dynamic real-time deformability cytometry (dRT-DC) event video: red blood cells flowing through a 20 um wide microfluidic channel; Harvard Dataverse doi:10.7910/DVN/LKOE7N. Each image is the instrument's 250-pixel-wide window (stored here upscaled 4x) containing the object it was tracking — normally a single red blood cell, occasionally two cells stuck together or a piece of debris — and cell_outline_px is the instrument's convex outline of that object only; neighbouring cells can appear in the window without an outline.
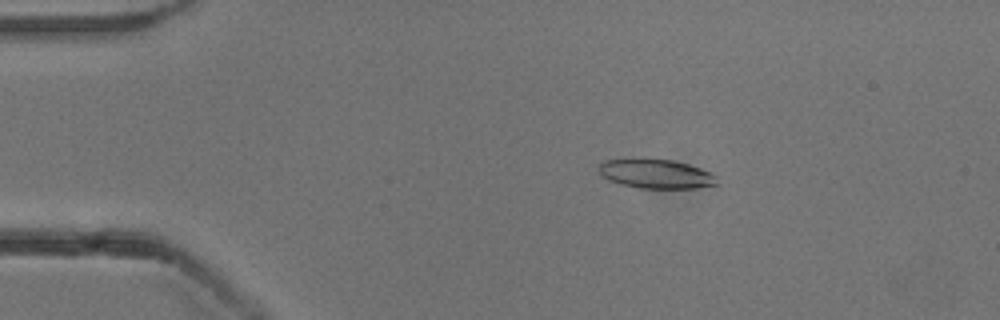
{"species": "common noctule bat (a hibernating species)", "species_latin": "Nyctalus noctula", "temperature_condition": "cold", "stored_images_in_passage": 54, "camera_frame_rate_fps": 3000, "um_per_image_px": 0.085, "animal": {"sex": "male", "body_mass_g": 13.3}, "frame": {"image": 1, "passage_image": 10, "time_ms": 3.0, "image_size_px": [1000, 320], "cell_outline_px": [[720, 184], [696, 188], [640, 188], [620, 184], [608, 180], [600, 176], [596, 168], [604, 160], [632, 156], [644, 156], [672, 160], [688, 164], [712, 172], [716, 176]], "centroid_in_image_um": [55.69, 14.73], "position_along_channel_um": 29.3, "area_um2": 21.21}}
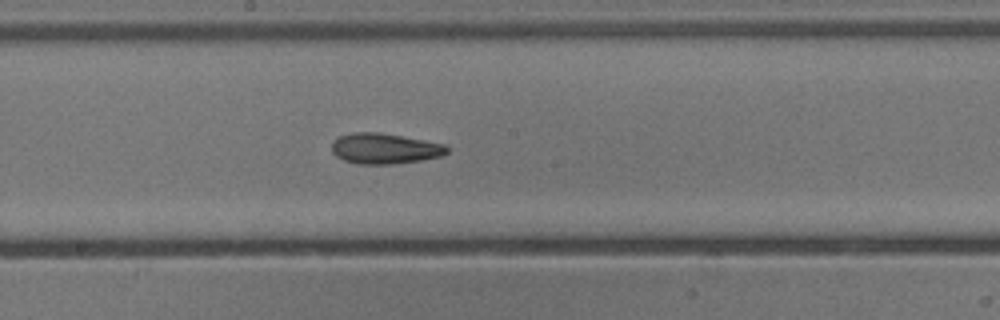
{"frame": {"image": 2, "passage_image": 29, "time_ms": 9.333, "image_size_px": [1000, 320], "cell_outline_px": [[448, 152], [440, 156], [420, 160], [392, 164], [356, 164], [344, 160], [336, 156], [332, 152], [332, 140], [340, 136], [352, 132], [380, 132], [424, 140], [444, 144], [448, 148]], "centroid_in_image_um": [32.66, 12.62], "position_along_channel_um": 215.5, "area_um2": 20.52}}
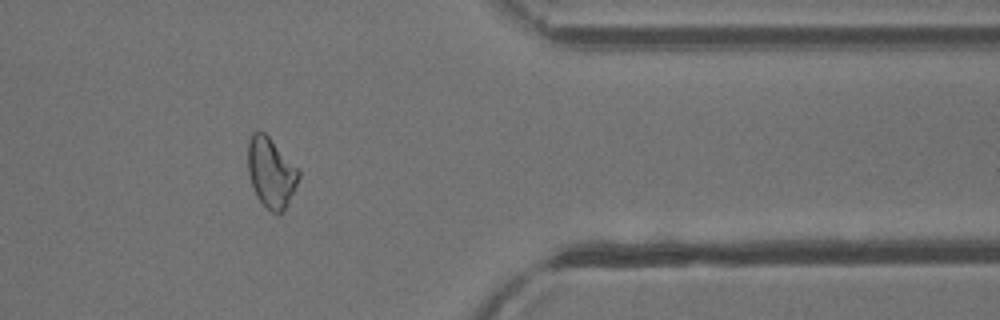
{"frame": {"image": 3, "passage_image": 44, "time_ms": 14.333, "image_size_px": [1000, 320], "cell_outline_px": [[300, 176], [288, 204], [284, 212], [280, 216], [272, 212], [256, 196], [248, 172], [248, 140], [252, 132], [264, 132], [268, 136], [300, 172]], "centroid_in_image_um": [23.03, 14.7], "position_along_channel_um": 388.4, "area_um2": 20.4}, "authors_computed_cell_mechanics": {"area_um2": 20.6635, "velocity_mm_per_s": 3.842, "shape_relaxation_time_tau1_ms": 4.2867, "shape_relaxation_time_tau2_ms": 5.0431, "deformation_change_tau1": 0.1444, "deformation_change_tau2": 0.1403}}